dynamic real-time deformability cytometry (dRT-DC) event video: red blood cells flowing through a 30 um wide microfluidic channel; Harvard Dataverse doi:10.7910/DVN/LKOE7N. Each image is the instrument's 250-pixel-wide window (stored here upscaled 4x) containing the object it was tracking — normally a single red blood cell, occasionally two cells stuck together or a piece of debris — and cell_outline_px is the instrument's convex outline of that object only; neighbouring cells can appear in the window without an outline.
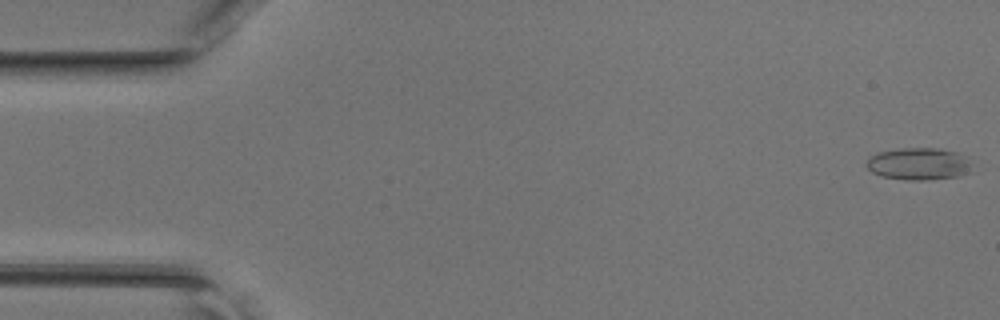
{"species": "common noctule bat (a hibernating species)", "species_latin": "Nyctalus noctula", "temperature_condition": "room temperature", "stored_images_in_passage": 13, "camera_frame_rate_fps": 3000, "um_per_image_px": 0.085, "animal": {"sex": "female", "body_mass_g": 17.0, "forearm_length_mm": 48.0}, "frame": {"image": 1, "passage_image": 1, "time_ms": 0.0, "image_size_px": [1000, 320], "cell_outline_px": [[972, 172], [960, 176], [924, 180], [908, 180], [880, 176], [872, 172], [864, 164], [868, 156], [880, 152], [900, 148], [940, 148], [956, 152], [964, 156], [972, 164]], "centroid_in_image_um": [78.09, 13.93], "position_along_channel_um": 6.9, "area_um2": 20.06}}
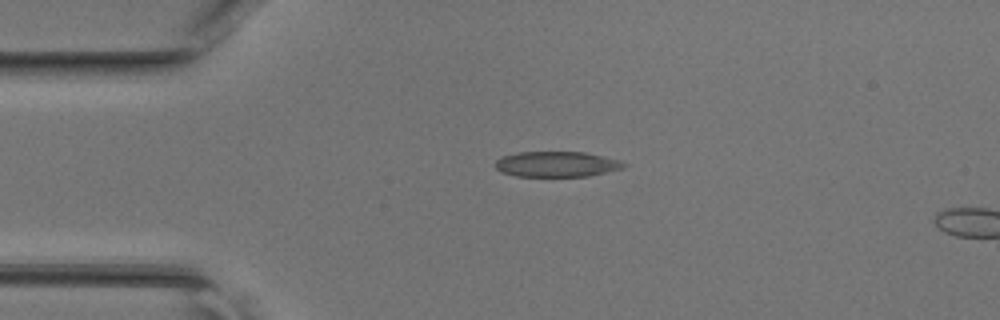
{"frame": {"image": 2, "passage_image": 11, "time_ms": 3.333, "image_size_px": [1000, 320], "cell_outline_px": [[628, 164], [624, 168], [588, 176], [516, 176], [500, 172], [496, 168], [496, 160], [500, 156], [520, 152], [584, 152], [620, 160]], "centroid_in_image_um": [47.31, 13.95], "position_along_channel_um": 37.7, "area_um2": 19.07}}